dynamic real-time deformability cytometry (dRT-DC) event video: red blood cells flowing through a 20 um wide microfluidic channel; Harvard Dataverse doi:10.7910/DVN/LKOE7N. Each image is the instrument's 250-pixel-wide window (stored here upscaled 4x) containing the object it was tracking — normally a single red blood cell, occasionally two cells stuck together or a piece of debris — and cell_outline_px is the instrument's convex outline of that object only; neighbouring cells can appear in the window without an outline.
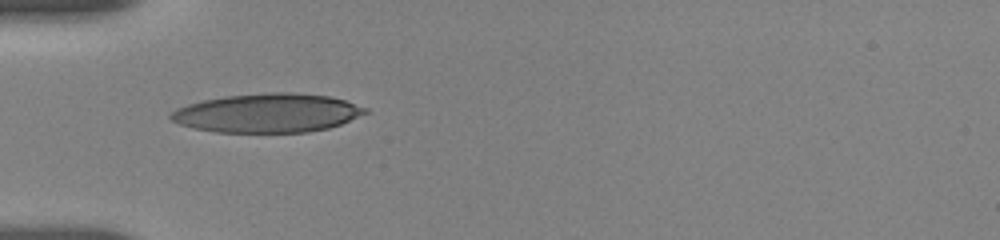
{"species": "human", "species_latin": "Homo sapiens", "temperature_condition": "room temperature", "stored_images_in_passage": 58, "camera_frame_rate_fps": 3000, "um_per_image_px": 0.085, "donor": {"sex": "female"}, "frame": {"image": 1, "passage_image": 1, "time_ms": 0.0, "image_size_px": [1000, 240], "cell_outline_px": [[368, 112], [340, 124], [328, 128], [308, 132], [216, 132], [192, 128], [180, 124], [172, 120], [168, 116], [176, 108], [188, 104], [204, 100], [224, 96], [272, 92], [288, 92], [328, 96], [344, 100], [368, 108]], "centroid_in_image_um": [22.72, 9.61], "position_along_channel_um": 62.3, "area_um2": 43.87}}
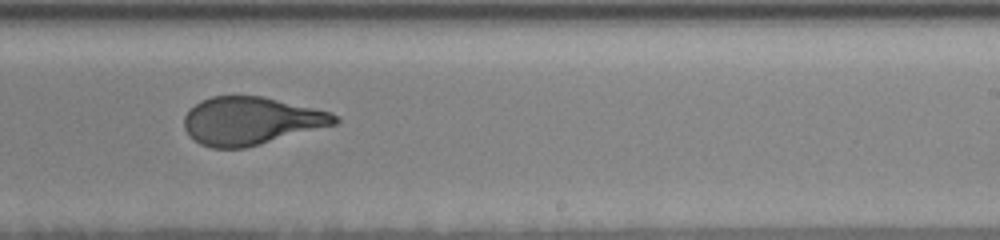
{"frame": {"image": 2, "passage_image": 25, "time_ms": 5.667, "image_size_px": [1000, 240], "cell_outline_px": [[340, 120], [336, 124], [260, 144], [244, 148], [212, 148], [200, 144], [184, 128], [184, 116], [200, 100], [212, 96], [260, 96], [332, 112], [340, 116]], "centroid_in_image_um": [21.35, 10.27], "position_along_channel_um": 267.7, "area_um2": 41.62}}
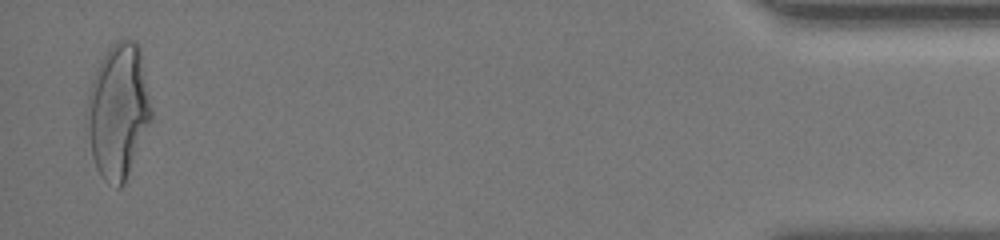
{"frame": {"image": 3, "passage_image": 56, "time_ms": 12.0, "image_size_px": [1000, 240], "cell_outline_px": [[152, 120], [124, 184], [120, 188], [116, 188], [108, 184], [100, 176], [96, 168], [92, 156], [88, 128], [88, 92], [92, 80], [108, 48], [120, 40], [132, 40], [140, 44], [152, 108]], "centroid_in_image_um": [10.08, 9.46], "position_along_channel_um": 425.1, "area_um2": 50.29}, "authors_computed_cell_mechanics": {"area_um2": 43.4078, "velocity_mm_per_s": 3.6757, "shape_relaxation_time_tau1_ms": 5.3891, "shape_relaxation_time_tau2_ms": 0.7796, "deformation_change_tau1": 0.2177, "deformation_change_tau2": 0.0864}}